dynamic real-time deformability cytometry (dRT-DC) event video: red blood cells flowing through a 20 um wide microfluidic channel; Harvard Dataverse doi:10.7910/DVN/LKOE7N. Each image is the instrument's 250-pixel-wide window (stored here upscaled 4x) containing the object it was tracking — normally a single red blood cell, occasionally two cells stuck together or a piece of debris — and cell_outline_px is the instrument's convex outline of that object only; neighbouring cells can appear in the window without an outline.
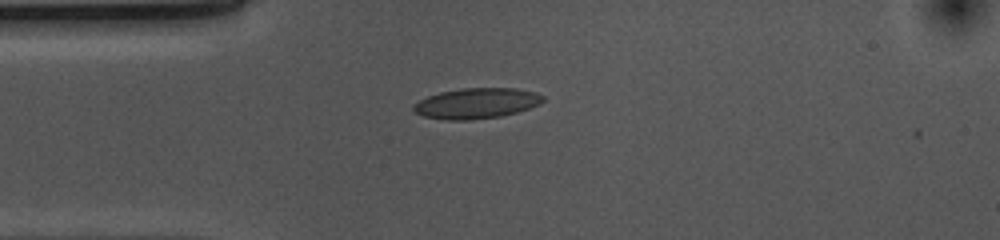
{"species": "common noctule bat (a hibernating species)", "species_latin": "Nyctalus noctula", "temperature_condition": "cold", "stored_images_in_passage": 42, "camera_frame_rate_fps": 3000, "um_per_image_px": 0.085, "animal": {"sex": "female", "body_mass_g": 10.0, "forearm_length_mm": 53.1}, "frame": {"image": 1, "passage_image": 1, "time_ms": 0.0, "image_size_px": [1000, 240], "cell_outline_px": [[544, 100], [540, 104], [516, 112], [500, 116], [468, 120], [448, 120], [424, 116], [416, 112], [412, 108], [420, 100], [428, 96], [440, 92], [460, 88], [516, 88], [536, 92], [544, 96]], "centroid_in_image_um": [40.53, 8.77], "position_along_channel_um": 44.5, "area_um2": 22.83}}
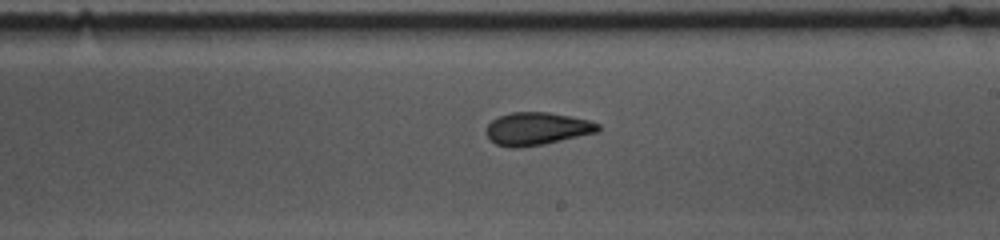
{"frame": {"image": 2, "passage_image": 18, "time_ms": 5.667, "image_size_px": [1000, 240], "cell_outline_px": [[600, 132], [544, 144], [520, 148], [508, 148], [496, 144], [484, 132], [488, 124], [492, 120], [500, 116], [512, 112], [548, 112], [572, 116], [588, 120], [600, 124]], "centroid_in_image_um": [45.66, 10.95], "position_along_channel_um": 243.3, "area_um2": 21.56}}
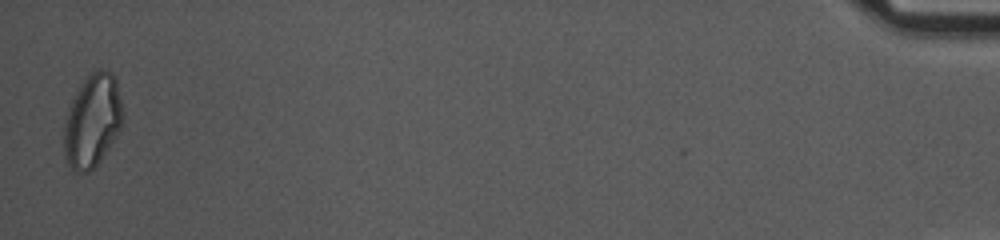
{"frame": {"image": 3, "passage_image": 41, "time_ms": 13.333, "image_size_px": [1000, 240], "cell_outline_px": [[124, 120], [116, 136], [100, 160], [88, 172], [76, 172], [68, 164], [64, 148], [64, 124], [68, 108], [80, 84], [92, 68], [104, 68], [112, 72], [116, 80], [124, 112]], "centroid_in_image_um": [7.87, 10.19], "position_along_channel_um": 427.3, "area_um2": 32.08}, "authors_computed_cell_mechanics": {"area_um2": 21.8484, "velocity_mm_per_s": 3.6872, "shape_relaxation_time_tau1_ms": 4.5164, "shape_relaxation_time_tau2_ms": 2.5487, "deformation_change_tau1": 0.1109, "deformation_change_tau2": 0.0834}}